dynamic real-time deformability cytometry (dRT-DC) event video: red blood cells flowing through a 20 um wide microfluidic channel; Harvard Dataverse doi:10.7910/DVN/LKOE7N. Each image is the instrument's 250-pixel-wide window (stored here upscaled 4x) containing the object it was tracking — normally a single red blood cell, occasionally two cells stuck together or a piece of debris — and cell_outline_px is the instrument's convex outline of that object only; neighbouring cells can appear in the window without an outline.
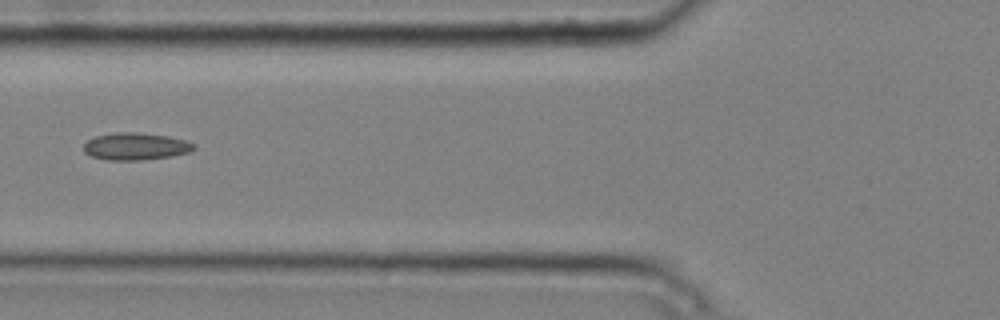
{"species": "common noctule bat (a hibernating species)", "species_latin": "Nyctalus noctula", "temperature_condition": "cold", "stored_images_in_passage": 6, "camera_frame_rate_fps": 3000, "um_per_image_px": 0.085, "animal": {"sex": "male", "body_mass_g": 20.4}, "frame": {"image": 1, "passage_image": 6, "time_ms": 1.667, "image_size_px": [1000, 320], "cell_outline_px": [[196, 148], [192, 152], [172, 156], [144, 160], [104, 160], [92, 156], [84, 152], [84, 144], [88, 140], [96, 136], [116, 132], [136, 132], [168, 136], [188, 140], [196, 144]], "centroid_in_image_um": [11.59, 12.45], "position_along_channel_um": 114.2, "area_um2": 17.74}}